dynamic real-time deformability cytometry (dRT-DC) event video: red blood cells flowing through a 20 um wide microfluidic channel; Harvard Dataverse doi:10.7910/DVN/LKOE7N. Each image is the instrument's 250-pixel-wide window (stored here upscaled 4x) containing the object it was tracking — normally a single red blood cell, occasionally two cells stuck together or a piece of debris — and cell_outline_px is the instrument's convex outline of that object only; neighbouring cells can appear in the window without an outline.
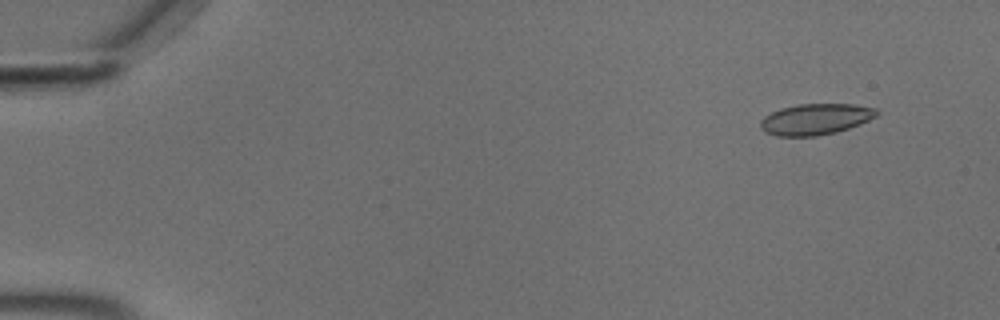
{"species": "common noctule bat (a hibernating species)", "species_latin": "Nyctalus noctula", "temperature_condition": "cold", "stored_images_in_passage": 51, "camera_frame_rate_fps": 3000, "um_per_image_px": 0.085, "animal": {"sex": "male", "body_mass_g": 18.8}, "frame": {"image": 1, "passage_image": 1, "time_ms": 0.0, "image_size_px": [1000, 320], "cell_outline_px": [[880, 112], [876, 116], [860, 124], [836, 132], [816, 136], [776, 136], [764, 132], [760, 128], [760, 120], [764, 116], [780, 108], [800, 104], [852, 104], [876, 108]], "centroid_in_image_um": [69.3, 10.13], "position_along_channel_um": 15.7, "area_um2": 21.1}}
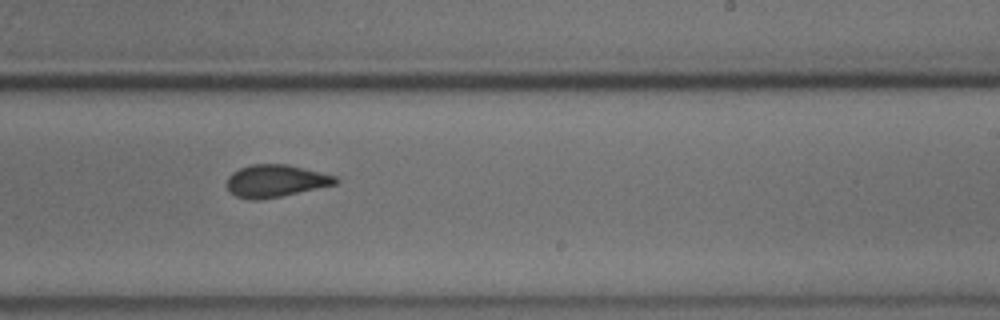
{"frame": {"image": 2, "passage_image": 31, "time_ms": 10.0, "image_size_px": [1000, 320], "cell_outline_px": [[340, 180], [336, 184], [280, 196], [260, 200], [248, 200], [236, 196], [228, 192], [224, 184], [228, 176], [232, 172], [240, 168], [252, 164], [288, 164], [336, 176]], "centroid_in_image_um": [23.36, 15.38], "position_along_channel_um": 265.6, "area_um2": 20.69}}
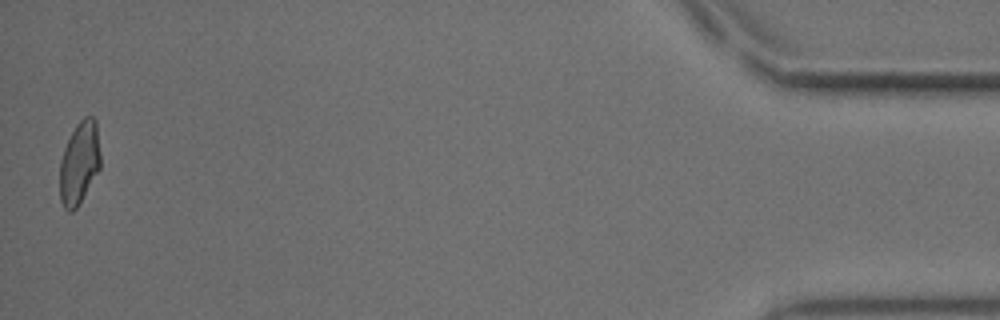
{"frame": {"image": 3, "passage_image": 51, "time_ms": 16.667, "image_size_px": [1000, 320], "cell_outline_px": [[100, 168], [76, 208], [72, 212], [68, 212], [64, 208], [60, 200], [60, 160], [64, 148], [76, 124], [84, 116], [92, 116], [96, 120], [100, 152]], "centroid_in_image_um": [6.74, 13.83], "position_along_channel_um": 428.5, "area_um2": 19.54}, "authors_computed_cell_mechanics": {"area_um2": 20.7502, "velocity_mm_per_s": 3.6879, "shape_relaxation_time_tau1_ms": 7.3803, "shape_relaxation_time_tau2_ms": 1.523, "deformation_change_tau1": 0.1473, "deformation_change_tau2": 0.065}}